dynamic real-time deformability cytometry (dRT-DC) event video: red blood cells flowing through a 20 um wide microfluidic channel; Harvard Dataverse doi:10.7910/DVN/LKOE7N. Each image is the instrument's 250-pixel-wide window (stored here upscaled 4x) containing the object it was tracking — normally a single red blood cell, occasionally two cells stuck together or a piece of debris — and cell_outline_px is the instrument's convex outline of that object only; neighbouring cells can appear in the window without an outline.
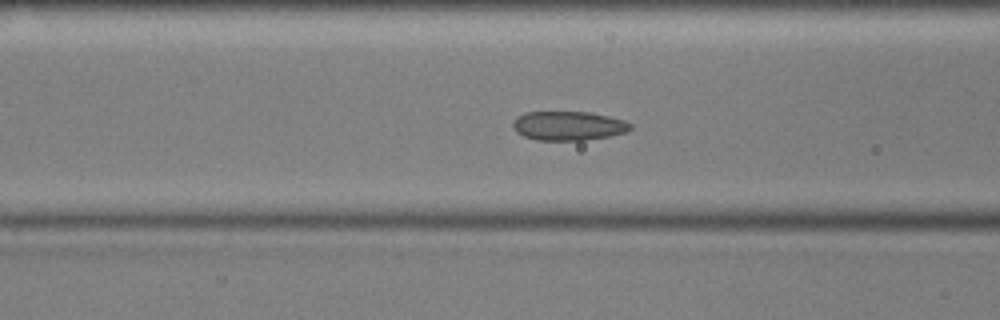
{"species": "common noctule bat (a hibernating species)", "species_latin": "Nyctalus noctula", "temperature_condition": "cold", "stored_images_in_passage": 55, "camera_frame_rate_fps": 3000, "um_per_image_px": 0.085, "animal": {"sex": "male", "body_mass_g": 17.9, "forearm_length_mm": 54.2}, "frame": {"image": 1, "passage_image": 21, "time_ms": 6.667, "image_size_px": [1000, 320], "cell_outline_px": [[632, 128], [628, 132], [608, 136], [584, 140], [536, 140], [524, 136], [516, 132], [512, 128], [512, 124], [524, 112], [588, 112], [608, 116], [624, 120], [632, 124]], "centroid_in_image_um": [48.33, 10.7], "position_along_channel_um": 118.3, "area_um2": 19.88}}
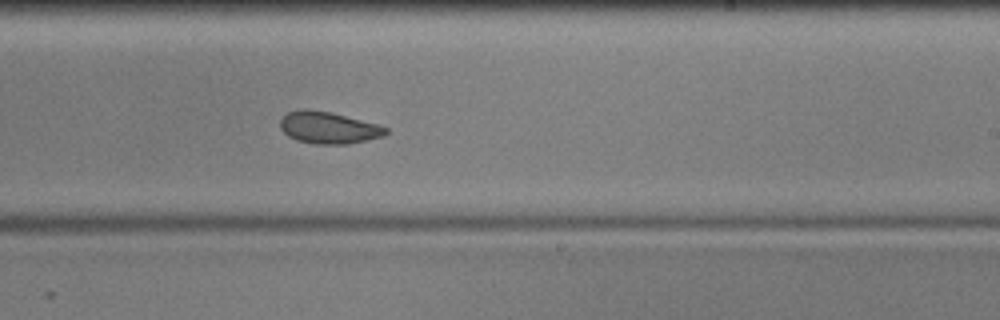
{"frame": {"image": 2, "passage_image": 33, "time_ms": 10.667, "image_size_px": [1000, 320], "cell_outline_px": [[388, 132], [384, 136], [348, 144], [316, 144], [296, 140], [288, 136], [280, 128], [280, 120], [288, 112], [300, 108], [308, 108], [328, 112], [380, 124], [388, 128]], "centroid_in_image_um": [27.92, 10.85], "position_along_channel_um": 261.1, "area_um2": 19.71}}
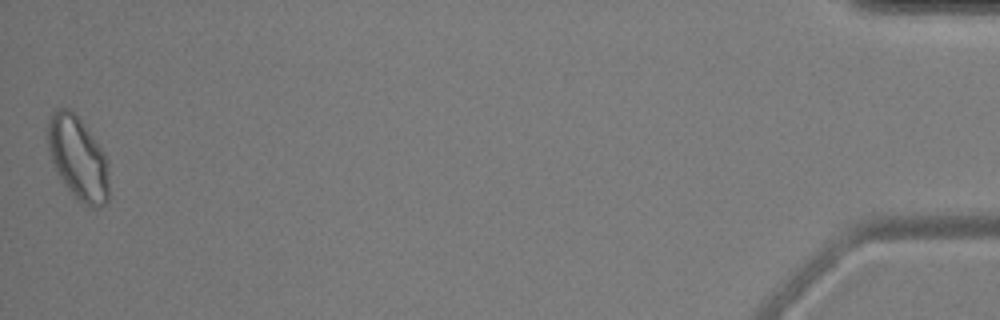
{"frame": {"image": 3, "passage_image": 55, "time_ms": 18.0, "image_size_px": [1000, 320], "cell_outline_px": [[108, 200], [104, 204], [96, 208], [92, 208], [84, 204], [64, 184], [56, 172], [52, 164], [48, 148], [48, 120], [52, 112], [56, 108], [68, 108], [80, 120], [104, 152], [108, 160]], "centroid_in_image_um": [6.62, 13.45], "position_along_channel_um": 428.6, "area_um2": 29.48}, "authors_computed_cell_mechanics": {"area_um2": 21.2704, "velocity_mm_per_s": 3.5675, "shape_relaxation_time_tau1_ms": null, "shape_relaxation_time_tau2_ms": 2.8825, "deformation_change_tau1": null, "deformation_change_tau2": 0.0836}}